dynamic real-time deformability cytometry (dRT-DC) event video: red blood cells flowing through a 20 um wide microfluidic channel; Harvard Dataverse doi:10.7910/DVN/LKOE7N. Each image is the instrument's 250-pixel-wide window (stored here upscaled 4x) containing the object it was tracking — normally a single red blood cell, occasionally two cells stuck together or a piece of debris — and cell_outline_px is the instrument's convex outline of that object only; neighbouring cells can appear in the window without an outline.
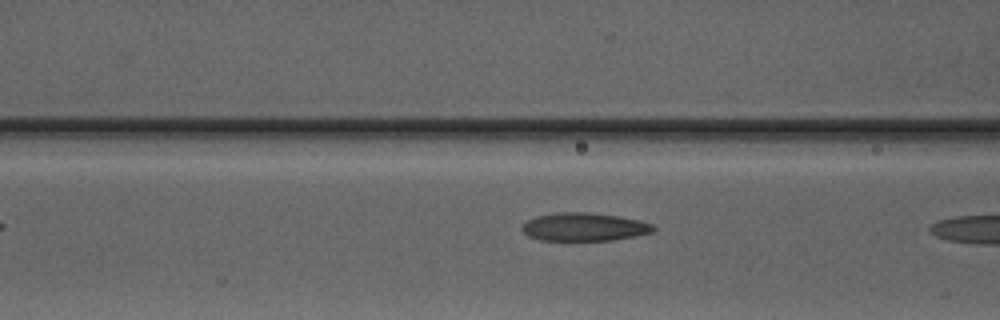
{"species": "Egyptian fruit bat (a non-hibernating species)", "species_latin": "Rousettus aegyptiacus", "temperature_condition": "warm", "stored_images_in_passage": 6, "camera_frame_rate_fps": 3000, "um_per_image_px": 0.085, "animal": {"sex": "male"}, "frame": {"image": 1, "passage_image": 6, "time_ms": 6.0, "image_size_px": [1000, 320], "cell_outline_px": [[656, 228], [652, 232], [636, 236], [612, 240], [540, 240], [528, 236], [520, 228], [528, 220], [536, 216], [556, 212], [588, 212], [620, 216], [640, 220], [652, 224]], "centroid_in_image_um": [49.67, 19.28], "position_along_channel_um": 116.9, "area_um2": 21.62}}